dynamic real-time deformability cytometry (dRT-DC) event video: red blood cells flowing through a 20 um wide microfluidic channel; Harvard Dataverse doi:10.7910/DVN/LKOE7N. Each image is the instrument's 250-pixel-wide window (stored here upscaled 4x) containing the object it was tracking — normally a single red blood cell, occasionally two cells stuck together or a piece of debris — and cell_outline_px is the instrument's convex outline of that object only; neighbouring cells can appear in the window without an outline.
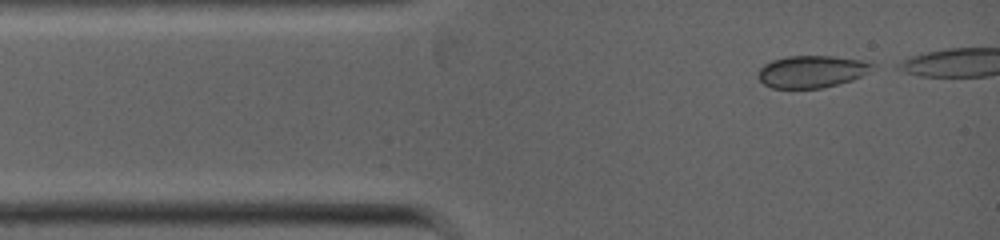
{"species": "common noctule bat (a hibernating species)", "species_latin": "Nyctalus noctula", "temperature_condition": "warm", "stored_images_in_passage": 7, "camera_frame_rate_fps": 5000, "um_per_image_px": 0.085, "animal": {"sex": "female", "body_mass_g": 19.0, "forearm_length_mm": 53.3}, "frame": {"image": 1, "passage_image": 1, "time_ms": 0.0, "image_size_px": [1000, 240], "cell_outline_px": [[876, 64], [868, 72], [852, 80], [820, 88], [772, 88], [764, 84], [756, 76], [760, 68], [764, 64], [772, 60], [788, 56], [832, 56], [864, 60]], "centroid_in_image_um": [68.98, 6.07], "position_along_channel_um": 16.0, "area_um2": 21.39}}